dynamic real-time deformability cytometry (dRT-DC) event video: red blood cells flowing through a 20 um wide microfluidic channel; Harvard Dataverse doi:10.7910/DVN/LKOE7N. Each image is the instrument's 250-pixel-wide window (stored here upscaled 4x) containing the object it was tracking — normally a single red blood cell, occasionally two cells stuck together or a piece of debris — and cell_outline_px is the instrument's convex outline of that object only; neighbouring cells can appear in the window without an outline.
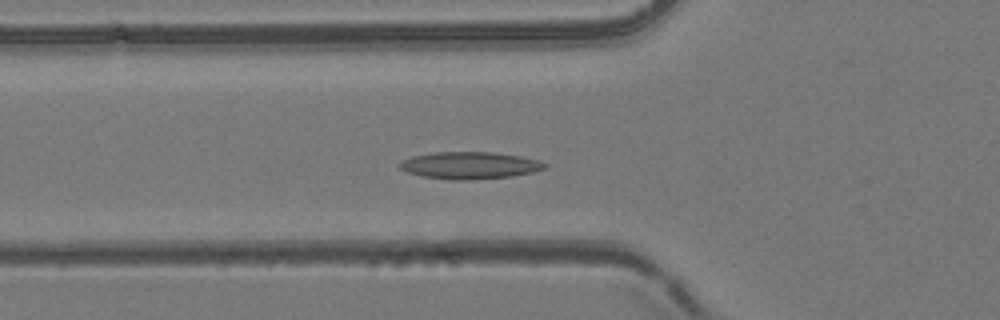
{"species": "common noctule bat (a hibernating species)", "species_latin": "Nyctalus noctula", "temperature_condition": "room temperature", "stored_images_in_passage": 56, "camera_frame_rate_fps": 3000, "um_per_image_px": 0.085, "animal": {"sex": "female", "body_mass_g": 24.6, "forearm_length_mm": 56.2}, "frame": {"image": 1, "passage_image": 20, "time_ms": 6.333, "image_size_px": [1000, 320], "cell_outline_px": [[548, 164], [544, 168], [532, 172], [512, 176], [468, 180], [456, 180], [424, 176], [408, 172], [400, 168], [400, 164], [404, 160], [412, 156], [436, 152], [492, 152], [520, 156], [540, 160]], "centroid_in_image_um": [39.97, 14.05], "position_along_channel_um": 85.8, "area_um2": 22.6}}
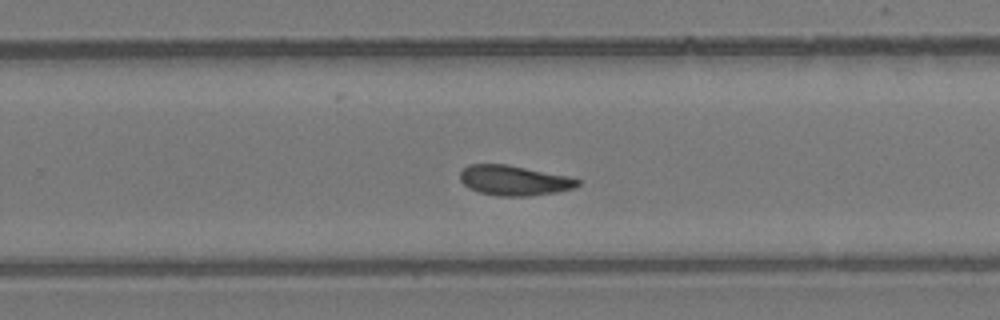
{"frame": {"image": 2, "passage_image": 36, "time_ms": 11.667, "image_size_px": [1000, 320], "cell_outline_px": [[580, 184], [576, 188], [556, 192], [532, 196], [496, 196], [480, 192], [468, 188], [460, 180], [460, 172], [468, 164], [508, 164], [572, 176], [580, 180]], "centroid_in_image_um": [43.74, 15.33], "position_along_channel_um": 286.1, "area_um2": 20.98}}
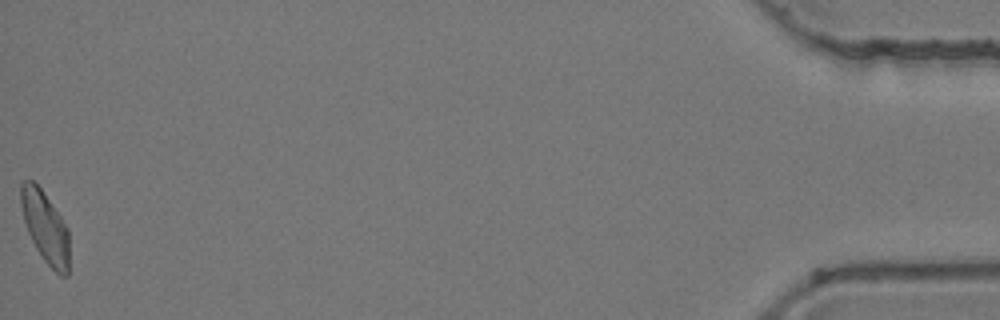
{"frame": {"image": 3, "passage_image": 56, "time_ms": 18.333, "image_size_px": [1000, 320], "cell_outline_px": [[68, 276], [60, 276], [44, 260], [36, 248], [28, 232], [24, 220], [20, 204], [20, 184], [24, 180], [32, 180], [40, 188], [60, 216], [68, 228]], "centroid_in_image_um": [3.83, 19.3], "position_along_channel_um": 431.4, "area_um2": 19.83}, "authors_computed_cell_mechanics": {"area_um2": 20.9814, "velocity_mm_per_s": 3.7494, "shape_relaxation_time_tau1_ms": null, "shape_relaxation_time_tau2_ms": 6.1663, "deformation_change_tau1": null, "deformation_change_tau2": 0.1278}}